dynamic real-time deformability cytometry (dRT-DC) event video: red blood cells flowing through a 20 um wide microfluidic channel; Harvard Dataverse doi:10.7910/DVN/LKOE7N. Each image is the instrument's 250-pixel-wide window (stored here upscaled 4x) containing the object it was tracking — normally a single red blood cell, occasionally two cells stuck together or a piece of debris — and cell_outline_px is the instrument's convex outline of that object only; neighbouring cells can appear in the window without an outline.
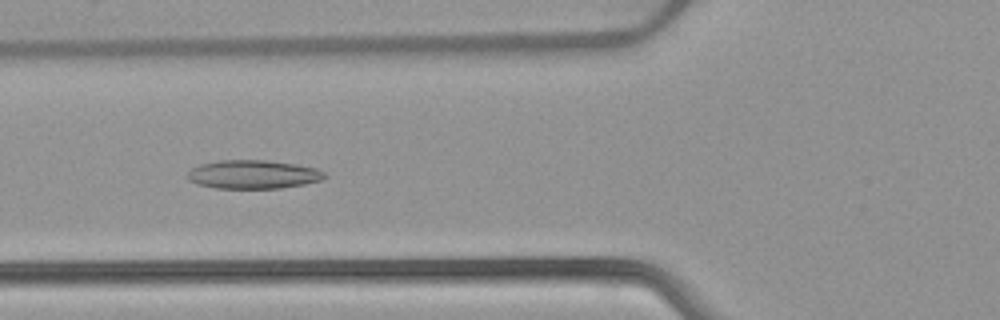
{"species": "common noctule bat (a hibernating species)", "species_latin": "Nyctalus noctula", "temperature_condition": "warm", "stored_images_in_passage": 42, "camera_frame_rate_fps": 3000, "um_per_image_px": 0.085, "animal": {"sex": "female", "body_mass_g": 22.7, "forearm_length_mm": 54.2}, "frame": {"image": 1, "passage_image": 9, "time_ms": 2.667, "image_size_px": [1000, 320], "cell_outline_px": [[328, 176], [320, 180], [304, 184], [280, 188], [216, 188], [196, 184], [188, 180], [188, 172], [192, 168], [200, 164], [220, 160], [264, 160], [296, 164], [316, 168], [324, 172]], "centroid_in_image_um": [21.51, 14.82], "position_along_channel_um": 104.3, "area_um2": 22.83}}
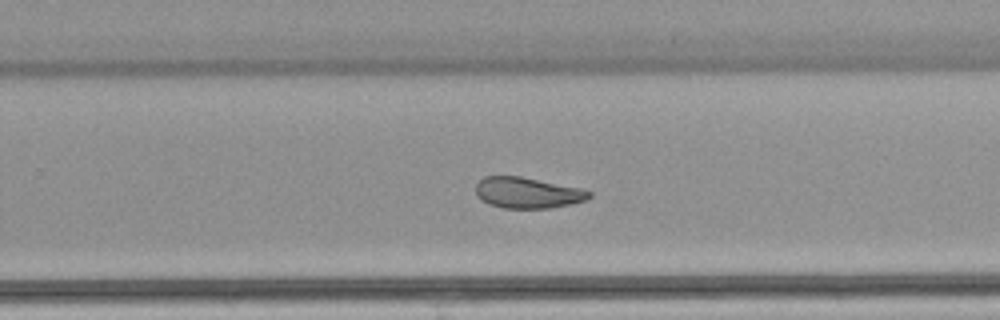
{"frame": {"image": 2, "passage_image": 23, "time_ms": 7.333, "image_size_px": [1000, 320], "cell_outline_px": [[592, 196], [588, 200], [548, 208], [504, 208], [488, 204], [480, 200], [476, 196], [476, 184], [484, 176], [520, 176], [580, 188], [592, 192]], "centroid_in_image_um": [44.82, 16.38], "position_along_channel_um": 285.0, "area_um2": 20.46}}
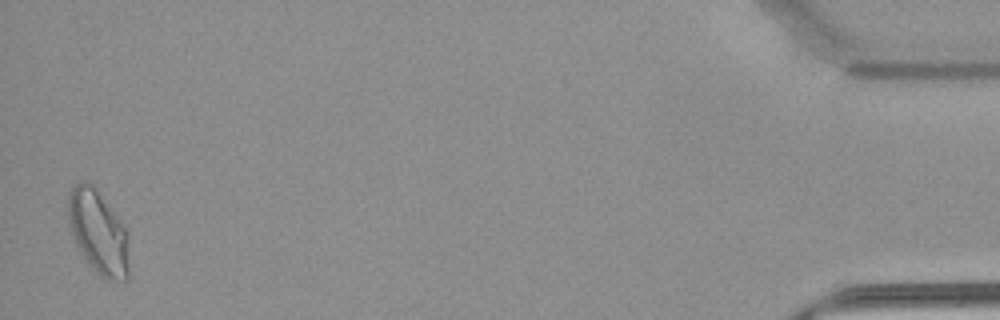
{"frame": {"image": 3, "passage_image": 41, "time_ms": 13.333, "image_size_px": [1000, 320], "cell_outline_px": [[128, 280], [108, 280], [100, 276], [84, 260], [72, 236], [68, 220], [68, 192], [80, 180], [88, 180], [96, 188], [128, 228]], "centroid_in_image_um": [8.36, 19.72], "position_along_channel_um": 426.8, "area_um2": 30.35}, "authors_computed_cell_mechanics": {"area_um2": 22.4553, "velocity_mm_per_s": 3.8823, "shape_relaxation_time_tau1_ms": null, "shape_relaxation_time_tau2_ms": 2.9088, "deformation_change_tau1": null, "deformation_change_tau2": 0.0853}}